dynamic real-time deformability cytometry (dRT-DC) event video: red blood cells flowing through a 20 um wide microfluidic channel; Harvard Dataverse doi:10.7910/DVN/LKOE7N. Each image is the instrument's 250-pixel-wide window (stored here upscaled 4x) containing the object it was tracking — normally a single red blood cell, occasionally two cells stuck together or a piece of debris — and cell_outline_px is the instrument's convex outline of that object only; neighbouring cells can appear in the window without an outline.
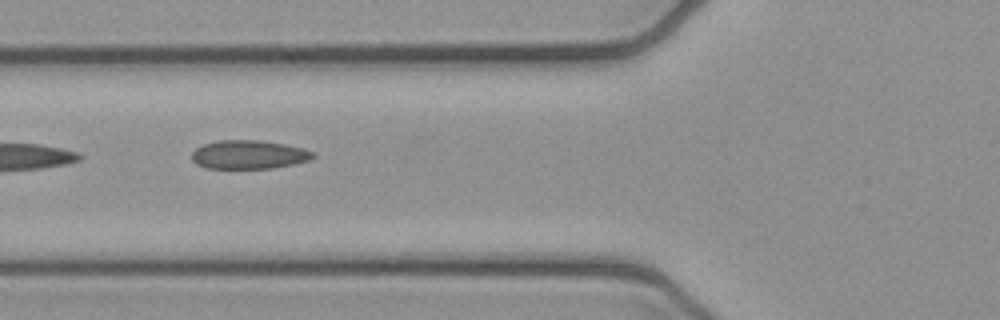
{"species": "common noctule bat (a hibernating species)", "species_latin": "Nyctalus noctula", "temperature_condition": "cold", "stored_images_in_passage": 8, "camera_frame_rate_fps": 3000, "um_per_image_px": 0.085, "animal": {"sex": "female", "body_mass_g": 21.9}, "frame": {"image": 1, "passage_image": 5, "time_ms": 1.333, "image_size_px": [1000, 320], "cell_outline_px": [[316, 156], [312, 160], [272, 168], [204, 168], [196, 164], [192, 160], [192, 152], [196, 148], [204, 144], [220, 140], [260, 140], [284, 144], [304, 148], [312, 152]], "centroid_in_image_um": [21.15, 13.14], "position_along_channel_um": 104.6, "area_um2": 20.29}}
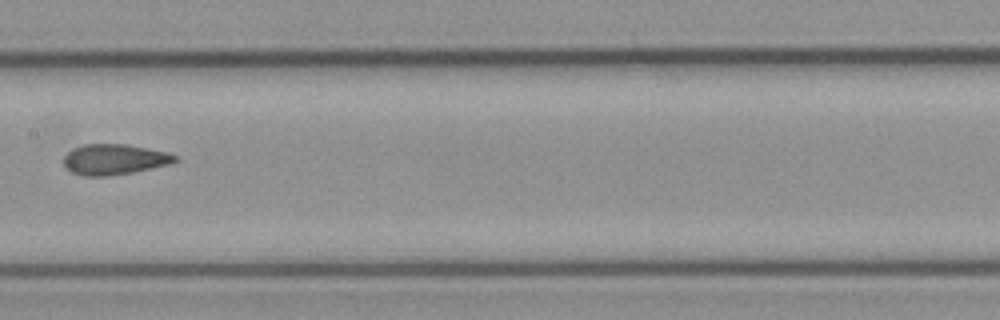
{"frame": {"image": 2, "passage_image": 7, "time_ms": 2.0, "image_size_px": [1000, 320], "cell_outline_px": [[180, 160], [168, 164], [132, 172], [108, 176], [84, 176], [72, 172], [64, 168], [64, 156], [72, 148], [84, 144], [124, 144], [148, 148], [168, 152], [180, 156]], "centroid_in_image_um": [9.72, 13.54], "position_along_channel_um": 197.7, "area_um2": 19.94}}
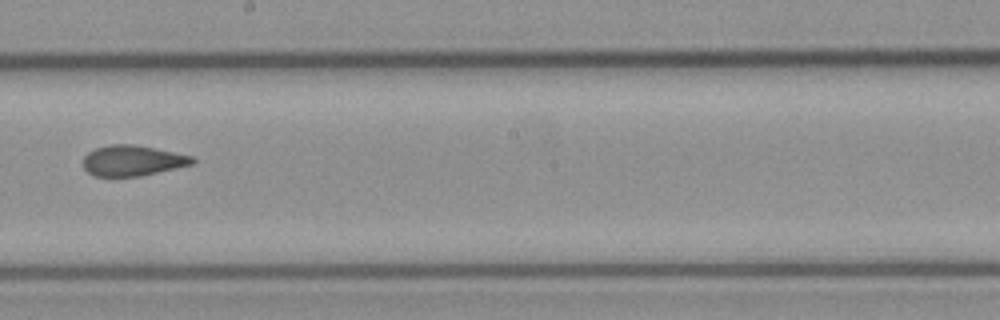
{"frame": {"image": 3, "passage_image": 8, "time_ms": 2.333, "image_size_px": [1000, 320], "cell_outline_px": [[196, 160], [192, 164], [176, 168], [140, 176], [92, 176], [84, 168], [84, 156], [88, 152], [96, 148], [112, 144], [132, 144], [192, 156]], "centroid_in_image_um": [11.24, 13.66], "position_along_channel_um": 237.0, "area_um2": 19.19}}